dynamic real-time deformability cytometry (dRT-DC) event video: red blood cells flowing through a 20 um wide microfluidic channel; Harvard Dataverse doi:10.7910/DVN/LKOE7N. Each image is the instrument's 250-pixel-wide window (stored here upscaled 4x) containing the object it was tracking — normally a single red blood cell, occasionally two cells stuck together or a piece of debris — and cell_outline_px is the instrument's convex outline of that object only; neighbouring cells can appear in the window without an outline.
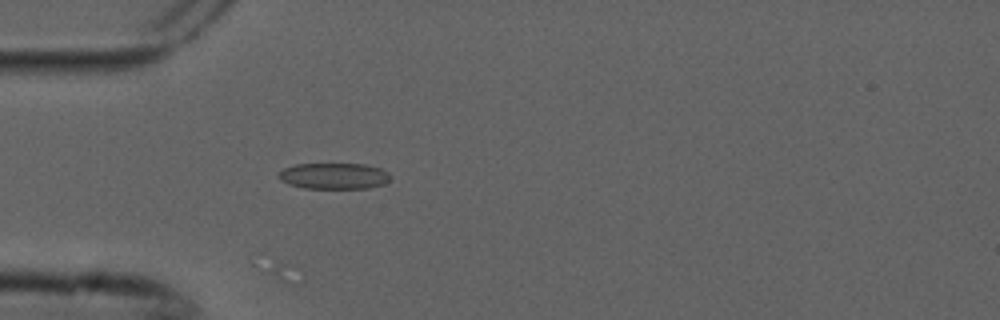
{"species": "common noctule bat (a hibernating species)", "species_latin": "Nyctalus noctula", "temperature_condition": "cold", "stored_images_in_passage": 3, "camera_frame_rate_fps": 3000, "um_per_image_px": 0.085, "animal": {"sex": "male", "forearm_length_mm": 52.5}, "frame": {"image": 1, "passage_image": 3, "time_ms": 0.667, "image_size_px": [1000, 320], "cell_outline_px": [[392, 176], [384, 184], [368, 188], [304, 188], [288, 184], [280, 180], [276, 176], [276, 172], [284, 168], [296, 164], [364, 164], [380, 168], [388, 172]], "centroid_in_image_um": [28.35, 14.95], "position_along_channel_um": 56.7, "area_um2": 17.17}}